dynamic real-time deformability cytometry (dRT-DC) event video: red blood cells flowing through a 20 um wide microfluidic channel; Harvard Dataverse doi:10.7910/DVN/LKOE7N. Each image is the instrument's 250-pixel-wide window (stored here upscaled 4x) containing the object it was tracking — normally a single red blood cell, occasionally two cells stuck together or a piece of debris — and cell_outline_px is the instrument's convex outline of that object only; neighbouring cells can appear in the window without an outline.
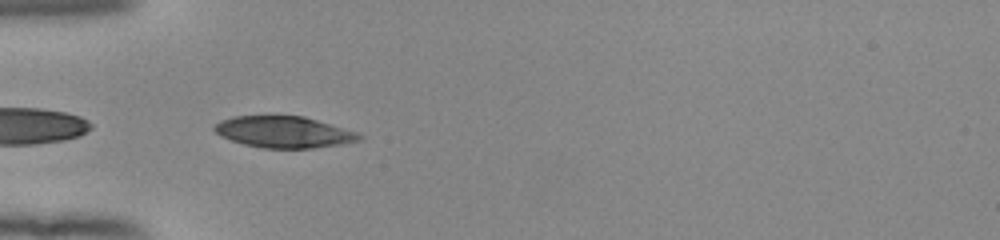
{"species": "human", "species_latin": "Homo sapiens", "temperature_condition": "room temperature", "stored_images_in_passage": 36, "camera_frame_rate_fps": 3000, "um_per_image_px": 0.085, "donor": {"sex": "female"}, "frame": {"image": 1, "passage_image": 1, "time_ms": 0.0, "image_size_px": [1000, 240], "cell_outline_px": [[364, 136], [360, 140], [340, 144], [312, 148], [264, 148], [244, 144], [220, 136], [212, 128], [220, 120], [232, 116], [304, 116], [356, 132]], "centroid_in_image_um": [24.1, 11.22], "position_along_channel_um": 60.9, "area_um2": 26.3}}
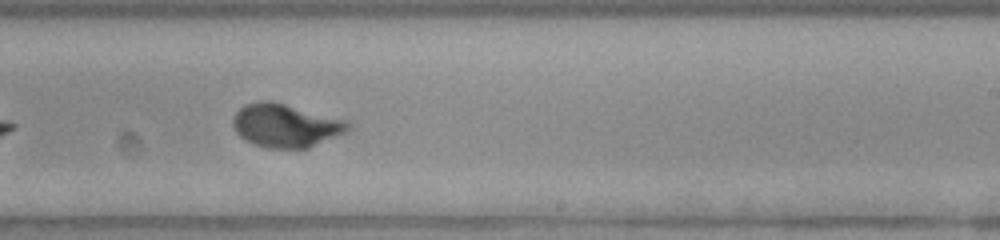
{"frame": {"image": 2, "passage_image": 17, "time_ms": 5.333, "image_size_px": [1000, 240], "cell_outline_px": [[352, 128], [348, 132], [308, 148], [268, 148], [256, 144], [240, 136], [236, 132], [232, 124], [232, 116], [244, 104], [260, 100], [272, 100], [352, 120]], "centroid_in_image_um": [24.36, 10.64], "position_along_channel_um": 264.6, "area_um2": 29.82}}
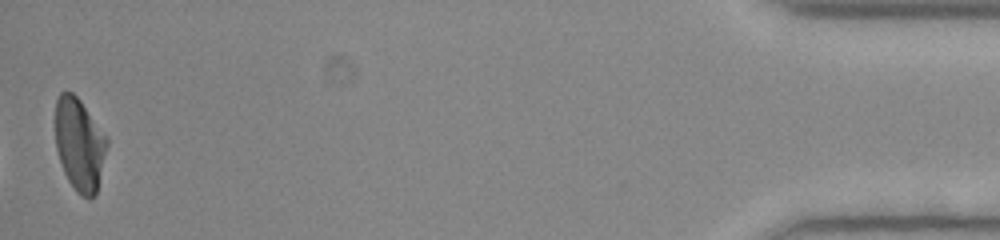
{"frame": {"image": 3, "passage_image": 36, "time_ms": 11.667, "image_size_px": [1000, 240], "cell_outline_px": [[108, 144], [96, 196], [88, 200], [80, 196], [76, 192], [68, 180], [64, 172], [56, 148], [56, 100], [60, 92], [72, 92], [80, 100], [108, 136]], "centroid_in_image_um": [6.78, 12.31], "position_along_channel_um": 428.4, "area_um2": 28.15}, "authors_computed_cell_mechanics": {"area_um2": 28.2642, "velocity_mm_per_s": 3.9243, "shape_relaxation_time_tau1_ms": 3.1103, "shape_relaxation_time_tau2_ms": null, "deformation_change_tau1": 0.1782, "deformation_change_tau2": null}}